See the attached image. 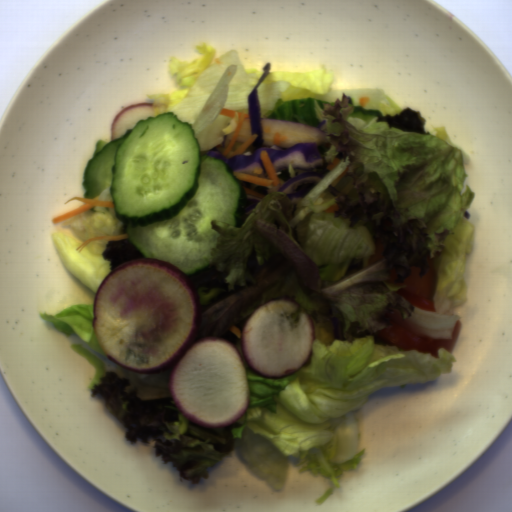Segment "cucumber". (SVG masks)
<instances>
[{"instance_id":"cucumber-1","label":"cucumber","mask_w":512,"mask_h":512,"mask_svg":"<svg viewBox=\"0 0 512 512\" xmlns=\"http://www.w3.org/2000/svg\"><path fill=\"white\" fill-rule=\"evenodd\" d=\"M84 199L108 189L115 218L145 258L188 277L210 265L218 220L241 228L247 193L222 159L201 154L195 129L178 114L138 119L133 129L98 139L83 176Z\"/></svg>"}]
</instances>
